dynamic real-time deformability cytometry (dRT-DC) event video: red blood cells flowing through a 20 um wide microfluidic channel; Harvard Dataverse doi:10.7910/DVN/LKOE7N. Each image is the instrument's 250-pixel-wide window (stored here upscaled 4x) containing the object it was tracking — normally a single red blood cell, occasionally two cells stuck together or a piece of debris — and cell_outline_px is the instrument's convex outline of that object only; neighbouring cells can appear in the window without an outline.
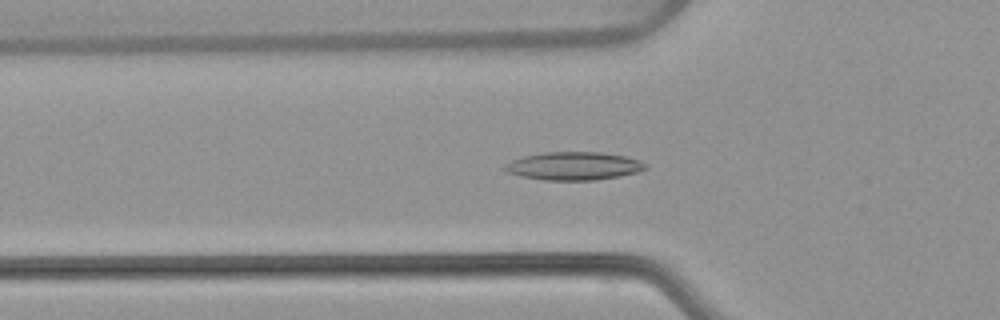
{"species": "common noctule bat (a hibernating species)", "species_latin": "Nyctalus noctula", "temperature_condition": "warm", "stored_images_in_passage": 53, "camera_frame_rate_fps": 3000, "um_per_image_px": 0.085, "animal": {"sex": "female", "body_mass_g": 22.7, "forearm_length_mm": 54.2}, "frame": {"image": 1, "passage_image": 17, "time_ms": 5.333, "image_size_px": [1000, 320], "cell_outline_px": [[648, 168], [636, 172], [620, 176], [596, 180], [544, 180], [520, 176], [508, 172], [500, 168], [504, 164], [512, 160], [524, 156], [544, 152], [600, 152], [624, 156], [640, 160]], "centroid_in_image_um": [48.73, 14.11], "position_along_channel_um": 77.1, "area_um2": 23.06}}
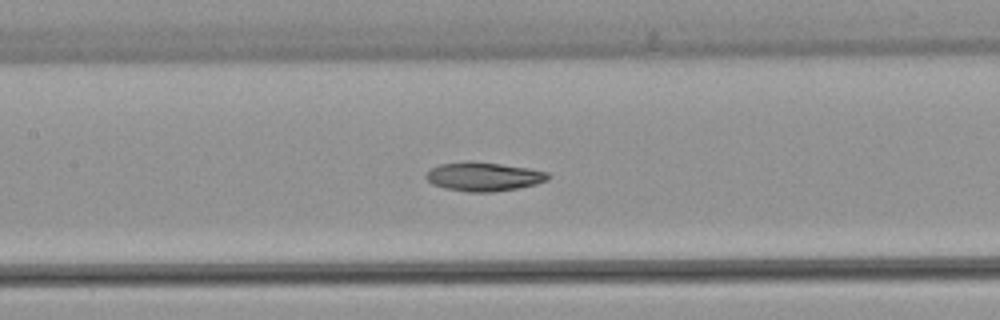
{"frame": {"image": 2, "passage_image": 24, "time_ms": 7.667, "image_size_px": [1000, 320], "cell_outline_px": [[548, 180], [536, 184], [516, 188], [492, 192], [468, 192], [444, 188], [432, 184], [424, 176], [432, 168], [440, 164], [468, 160], [500, 164], [528, 168], [548, 172]], "centroid_in_image_um": [41.08, 15.01], "position_along_channel_um": 166.3, "area_um2": 20.46}}
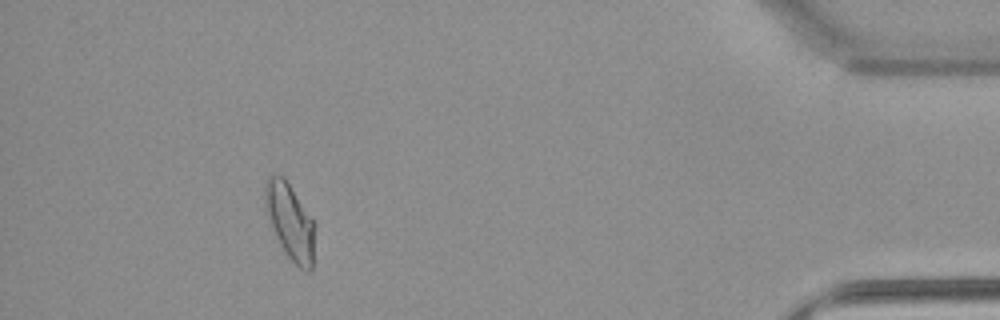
{"frame": {"image": 3, "passage_image": 48, "time_ms": 15.667, "image_size_px": [1000, 320], "cell_outline_px": [[316, 224], [312, 268], [308, 272], [300, 268], [288, 256], [280, 244], [276, 236], [264, 208], [264, 184], [268, 176], [272, 172], [284, 176]], "centroid_in_image_um": [24.65, 18.77], "position_along_channel_um": 410.6, "area_um2": 22.31}, "authors_computed_cell_mechanics": {"area_um2": 21.2704, "velocity_mm_per_s": 3.791, "shape_relaxation_time_tau1_ms": 9.4431, "shape_relaxation_time_tau2_ms": 5.3641, "deformation_change_tau1": 0.2398, "deformation_change_tau2": 0.1193}}